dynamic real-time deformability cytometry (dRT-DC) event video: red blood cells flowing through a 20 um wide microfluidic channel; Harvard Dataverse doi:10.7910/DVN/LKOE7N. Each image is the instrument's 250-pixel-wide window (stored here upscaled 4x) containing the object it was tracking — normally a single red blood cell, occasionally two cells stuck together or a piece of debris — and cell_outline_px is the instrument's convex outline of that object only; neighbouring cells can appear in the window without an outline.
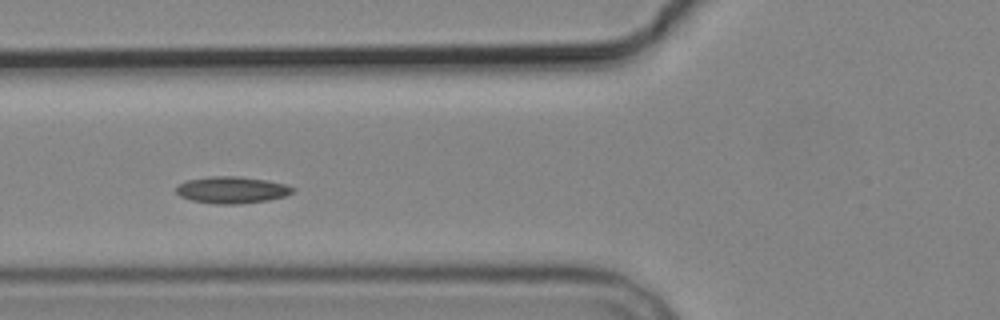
{"species": "common noctule bat (a hibernating species)", "species_latin": "Nyctalus noctula", "temperature_condition": "cold", "stored_images_in_passage": 12, "camera_frame_rate_fps": 3000, "um_per_image_px": 0.085, "animal": {"sex": "male", "body_mass_g": 19.2, "forearm_length_mm": 51.8}, "frame": {"image": 1, "passage_image": 2, "time_ms": 1.333, "image_size_px": [1000, 320], "cell_outline_px": [[296, 188], [292, 192], [284, 196], [268, 200], [240, 204], [216, 204], [192, 200], [180, 196], [176, 192], [176, 188], [180, 184], [188, 180], [212, 176], [240, 176], [264, 180], [284, 184]], "centroid_in_image_um": [19.71, 16.15], "position_along_channel_um": 106.1, "area_um2": 17.98}}
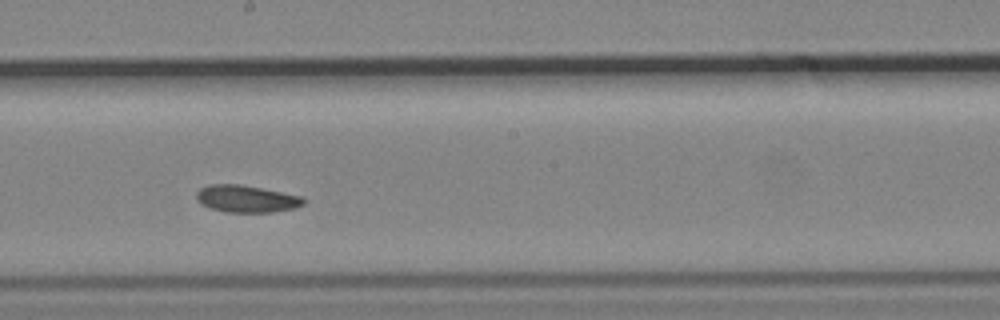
{"frame": {"image": 2, "passage_image": 5, "time_ms": 4.667, "image_size_px": [1000, 320], "cell_outline_px": [[304, 204], [296, 208], [272, 212], [224, 212], [208, 208], [196, 200], [196, 192], [200, 188], [212, 184], [240, 184], [300, 196], [304, 200]], "centroid_in_image_um": [20.9, 16.91], "position_along_channel_um": 227.3, "area_um2": 16.88}}
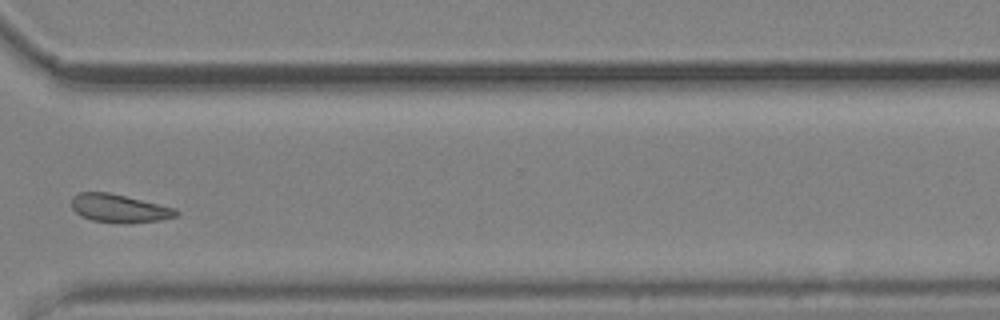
{"frame": {"image": 3, "passage_image": 8, "time_ms": 8.333, "image_size_px": [1000, 320], "cell_outline_px": [[180, 212], [176, 216], [160, 220], [124, 224], [92, 220], [80, 216], [72, 208], [72, 196], [80, 192], [108, 192], [176, 208]], "centroid_in_image_um": [10.13, 17.72], "position_along_channel_um": 360.5, "area_um2": 17.22}}